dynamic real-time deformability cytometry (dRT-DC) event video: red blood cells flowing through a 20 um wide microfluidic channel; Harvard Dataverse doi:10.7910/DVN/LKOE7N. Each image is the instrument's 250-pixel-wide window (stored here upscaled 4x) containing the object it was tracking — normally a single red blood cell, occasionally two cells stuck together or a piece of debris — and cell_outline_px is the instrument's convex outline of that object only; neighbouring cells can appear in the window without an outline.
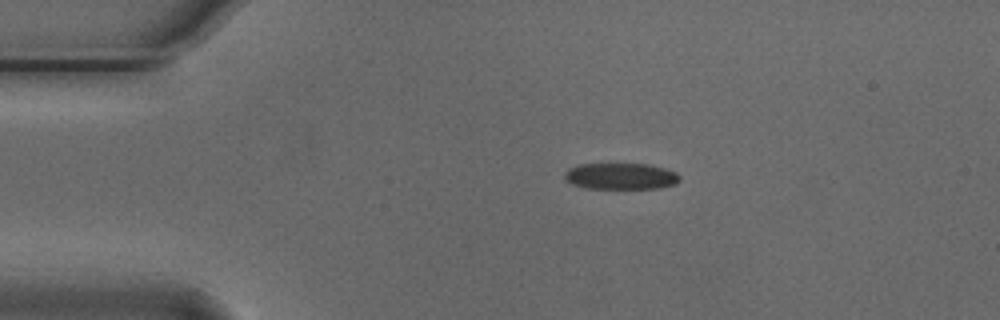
{"species": "Egyptian fruit bat (a non-hibernating species)", "species_latin": "Rousettus aegyptiacus", "temperature_condition": "cold", "stored_images_in_passage": 45, "camera_frame_rate_fps": 3000, "um_per_image_px": 0.085, "animal": {"sex": "male"}, "frame": {"image": 1, "passage_image": 1, "time_ms": 0.0, "image_size_px": [1000, 320], "cell_outline_px": [[680, 180], [676, 184], [660, 188], [588, 188], [572, 184], [564, 180], [564, 172], [568, 168], [580, 164], [648, 164], [664, 168], [676, 172], [680, 176]], "centroid_in_image_um": [52.76, 14.97], "position_along_channel_um": 32.2, "area_um2": 17.74}}
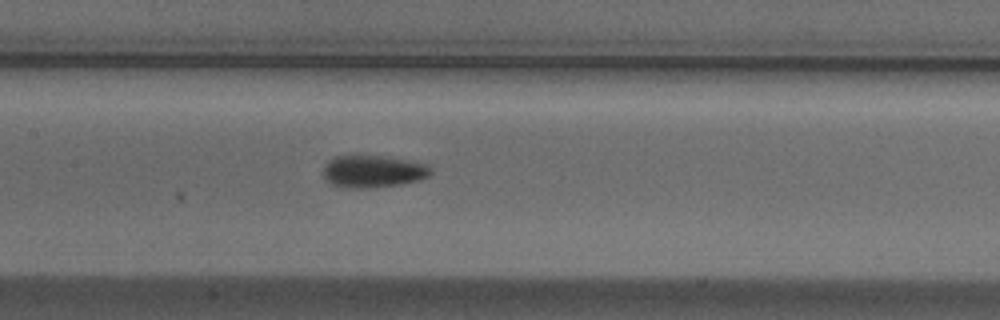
{"frame": {"image": 2, "passage_image": 16, "time_ms": 5.0, "image_size_px": [1000, 320], "cell_outline_px": [[432, 172], [428, 176], [420, 180], [400, 184], [368, 188], [348, 188], [328, 184], [324, 176], [324, 164], [328, 160], [336, 156], [384, 156], [428, 164]], "centroid_in_image_um": [31.69, 14.58], "position_along_channel_um": 175.7, "area_um2": 20.23}}
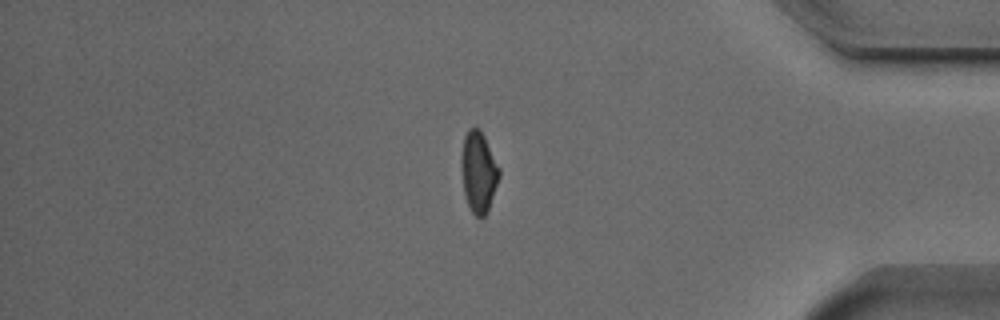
{"frame": {"image": 3, "passage_image": 36, "time_ms": 11.667, "image_size_px": [1000, 320], "cell_outline_px": [[500, 176], [488, 212], [480, 220], [472, 212], [468, 204], [464, 192], [460, 168], [460, 160], [464, 136], [468, 128], [480, 128], [500, 168]], "centroid_in_image_um": [40.67, 14.62], "position_along_channel_um": 394.5, "area_um2": 18.15}, "authors_computed_cell_mechanics": {"area_um2": 18.9584, "velocity_mm_per_s": 3.7531, "shape_relaxation_time_tau1_ms": 5.6838, "shape_relaxation_time_tau2_ms": 4.783, "deformation_change_tau1": 0.1427, "deformation_change_tau2": 0.0867}}